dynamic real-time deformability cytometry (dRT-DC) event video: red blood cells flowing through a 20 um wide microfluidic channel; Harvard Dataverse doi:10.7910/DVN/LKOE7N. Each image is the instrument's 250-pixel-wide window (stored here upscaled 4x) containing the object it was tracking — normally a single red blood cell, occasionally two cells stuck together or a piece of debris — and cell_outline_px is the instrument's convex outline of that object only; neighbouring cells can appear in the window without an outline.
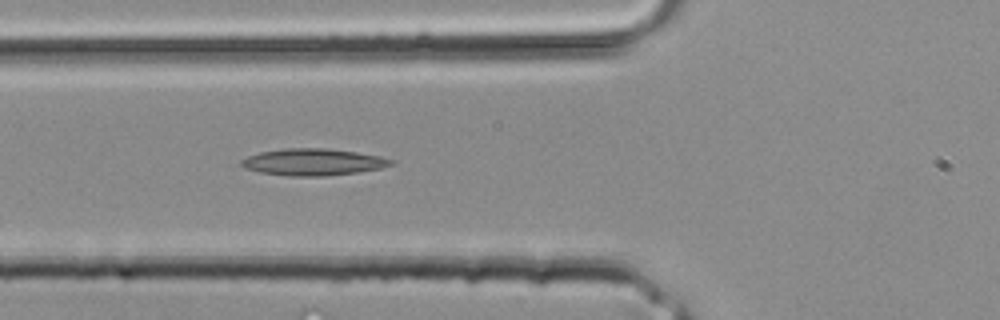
{"species": "common noctule bat (a hibernating species)", "species_latin": "Nyctalus noctula", "temperature_condition": "room temperature", "stored_images_in_passage": 8, "camera_frame_rate_fps": 3000, "um_per_image_px": 0.085, "animal": {"sex": "male", "body_mass_g": 20.4}, "frame": {"image": 1, "passage_image": 8, "time_ms": 2.333, "image_size_px": [1000, 320], "cell_outline_px": [[396, 164], [380, 168], [356, 172], [324, 176], [288, 176], [260, 172], [244, 168], [240, 164], [240, 160], [248, 156], [260, 152], [284, 148], [328, 148], [356, 152], [380, 156], [396, 160]], "centroid_in_image_um": [26.62, 13.77], "position_along_channel_um": 99.2, "area_um2": 23.47}}